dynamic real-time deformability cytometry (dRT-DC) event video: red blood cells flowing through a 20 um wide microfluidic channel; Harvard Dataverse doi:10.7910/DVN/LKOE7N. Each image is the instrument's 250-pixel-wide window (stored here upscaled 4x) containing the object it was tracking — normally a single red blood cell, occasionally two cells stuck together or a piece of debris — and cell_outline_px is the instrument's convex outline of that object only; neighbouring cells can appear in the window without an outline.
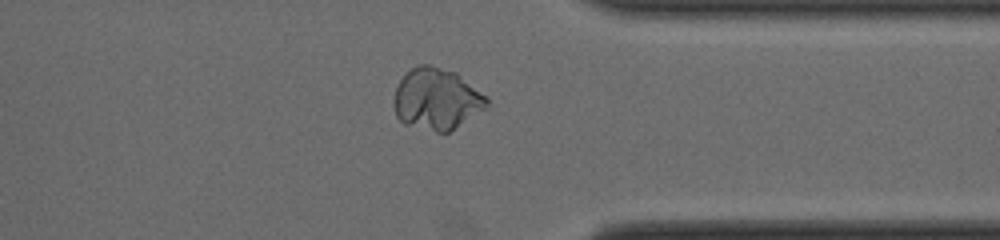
{"species": "common noctule bat (a hibernating species)", "species_latin": "Nyctalus noctula", "temperature_condition": "cold", "stored_images_in_passage": 48, "camera_frame_rate_fps": 3000, "um_per_image_px": 0.085, "animal": {"sex": "male", "body_mass_g": 19.0, "forearm_length_mm": 50.8}, "frame": {"image": 1, "passage_image": 37, "time_ms": 12.0, "image_size_px": [1000, 240], "cell_outline_px": [[488, 104], [484, 108], [448, 132], [436, 132], [404, 124], [396, 116], [396, 88], [400, 80], [412, 68], [420, 64], [428, 64], [456, 72], [488, 96]], "centroid_in_image_um": [37.13, 8.4], "position_along_channel_um": 374.3, "area_um2": 32.71}}